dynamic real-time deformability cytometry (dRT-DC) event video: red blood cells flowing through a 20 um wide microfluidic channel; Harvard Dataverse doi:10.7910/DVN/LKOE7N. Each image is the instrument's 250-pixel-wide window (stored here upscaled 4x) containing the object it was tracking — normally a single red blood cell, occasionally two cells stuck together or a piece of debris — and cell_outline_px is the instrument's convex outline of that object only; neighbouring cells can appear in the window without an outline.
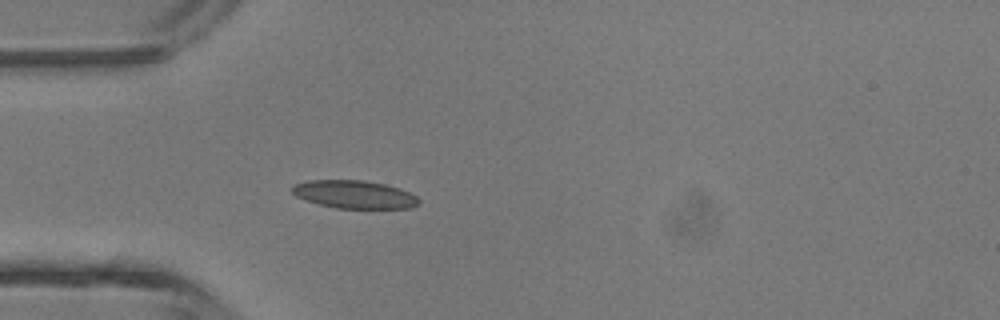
{"species": "common noctule bat (a hibernating species)", "species_latin": "Nyctalus noctula", "temperature_condition": "room temperature", "stored_images_in_passage": 1, "camera_frame_rate_fps": 3000, "um_per_image_px": 0.085, "animal": {"sex": "male", "body_mass_g": 13.3}, "frame": {"image": 1, "passage_image": 1, "time_ms": 0.0, "image_size_px": [1000, 320], "cell_outline_px": [[420, 204], [412, 208], [336, 208], [320, 204], [296, 196], [292, 192], [292, 184], [308, 180], [364, 180], [384, 184], [400, 188], [416, 196], [420, 200]], "centroid_in_image_um": [30.14, 16.52], "position_along_channel_um": 54.9, "area_um2": 20.63}}